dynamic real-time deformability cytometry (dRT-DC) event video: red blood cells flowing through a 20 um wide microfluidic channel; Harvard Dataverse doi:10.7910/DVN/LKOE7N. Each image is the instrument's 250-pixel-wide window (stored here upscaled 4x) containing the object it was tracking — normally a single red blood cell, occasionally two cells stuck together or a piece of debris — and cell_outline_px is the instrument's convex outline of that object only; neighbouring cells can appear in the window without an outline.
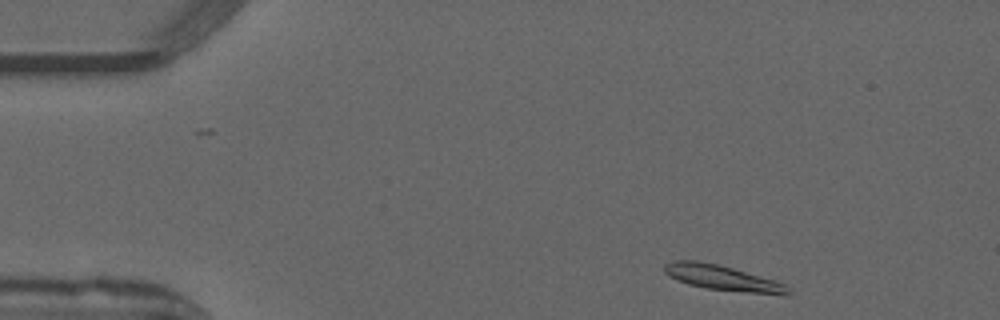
{"species": "common noctule bat (a hibernating species)", "species_latin": "Nyctalus noctula", "temperature_condition": "warm", "stored_images_in_passage": 47, "camera_frame_rate_fps": 3000, "um_per_image_px": 0.085, "animal": {"sex": "male", "forearm_length_mm": 52.5}, "frame": {"image": 1, "passage_image": 2, "time_ms": 0.333, "image_size_px": [1000, 320], "cell_outline_px": [[792, 292], [788, 296], [784, 296], [704, 288], [688, 284], [676, 280], [668, 276], [664, 272], [664, 264], [676, 260], [696, 260], [716, 264], [732, 268], [776, 280], [784, 284]], "centroid_in_image_um": [61.45, 23.64], "position_along_channel_um": 23.6, "area_um2": 18.38}}
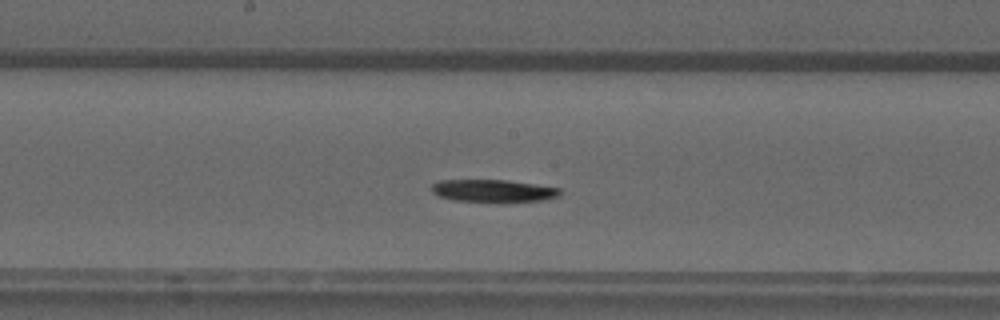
{"frame": {"image": 2, "passage_image": 22, "time_ms": 7.0, "image_size_px": [1000, 320], "cell_outline_px": [[560, 196], [544, 200], [452, 200], [436, 196], [432, 192], [432, 184], [440, 180], [508, 180], [536, 184], [560, 188]], "centroid_in_image_um": [41.89, 16.18], "position_along_channel_um": 206.3, "area_um2": 16.3}}
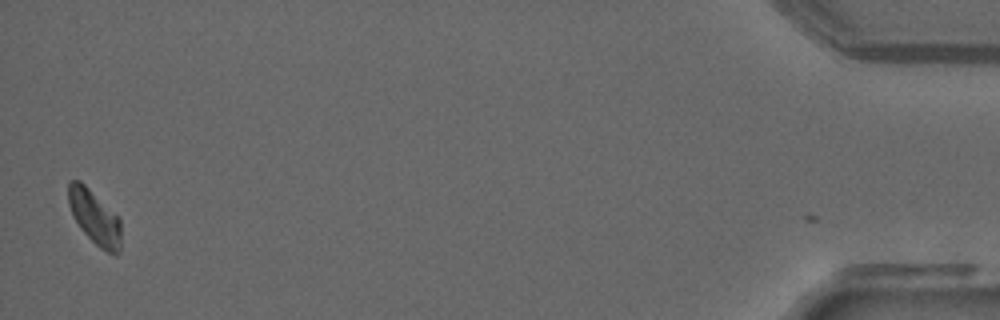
{"frame": {"image": 3, "passage_image": 46, "time_ms": 15.0, "image_size_px": [1000, 320], "cell_outline_px": [[120, 252], [116, 256], [100, 248], [80, 228], [72, 216], [68, 204], [68, 184], [72, 180], [80, 180], [120, 220]], "centroid_in_image_um": [8.01, 18.49], "position_along_channel_um": 427.2, "area_um2": 16.3}, "authors_computed_cell_mechanics": {"area_um2": 17.5134, "velocity_mm_per_s": 3.9311, "shape_relaxation_time_tau1_ms": 7.369, "shape_relaxation_time_tau2_ms": null, "deformation_change_tau1": 0.1611, "deformation_change_tau2": null}}